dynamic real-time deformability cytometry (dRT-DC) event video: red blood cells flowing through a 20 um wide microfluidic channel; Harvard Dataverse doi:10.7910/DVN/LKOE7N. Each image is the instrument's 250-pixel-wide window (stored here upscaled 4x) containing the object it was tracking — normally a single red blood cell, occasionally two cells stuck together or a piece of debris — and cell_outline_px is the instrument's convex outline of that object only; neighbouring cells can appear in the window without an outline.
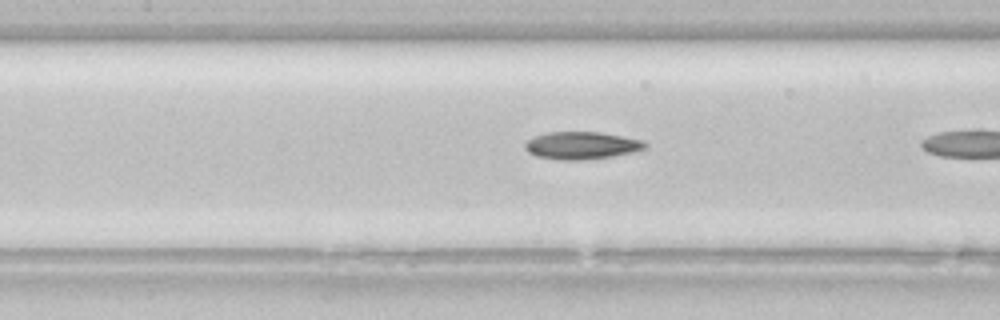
{"species": "common noctule bat (a hibernating species)", "species_latin": "Nyctalus noctula", "temperature_condition": "room temperature", "stored_images_in_passage": 29, "camera_frame_rate_fps": 3000, "um_per_image_px": 0.085, "animal": {"sex": "female", "body_mass_g": 22.7, "forearm_length_mm": 54.2}, "frame": {"image": 1, "passage_image": 20, "time_ms": 6.333, "image_size_px": [1000, 320], "cell_outline_px": [[648, 144], [644, 148], [636, 152], [612, 156], [580, 160], [560, 160], [536, 156], [528, 152], [524, 148], [524, 144], [528, 140], [536, 136], [548, 132], [600, 132], [624, 136], [644, 140]], "centroid_in_image_um": [49.46, 12.36], "position_along_channel_um": 157.9, "area_um2": 19.31}}
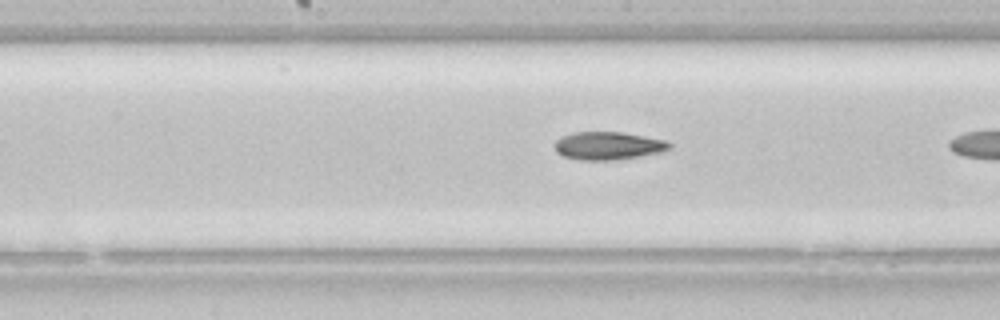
{"frame": {"image": 2, "passage_image": 23, "time_ms": 7.333, "image_size_px": [1000, 320], "cell_outline_px": [[672, 148], [664, 152], [612, 160], [580, 160], [564, 156], [556, 152], [552, 144], [556, 140], [572, 132], [620, 132], [644, 136], [664, 140], [672, 144]], "centroid_in_image_um": [51.68, 12.39], "position_along_channel_um": 196.5, "area_um2": 18.73}}